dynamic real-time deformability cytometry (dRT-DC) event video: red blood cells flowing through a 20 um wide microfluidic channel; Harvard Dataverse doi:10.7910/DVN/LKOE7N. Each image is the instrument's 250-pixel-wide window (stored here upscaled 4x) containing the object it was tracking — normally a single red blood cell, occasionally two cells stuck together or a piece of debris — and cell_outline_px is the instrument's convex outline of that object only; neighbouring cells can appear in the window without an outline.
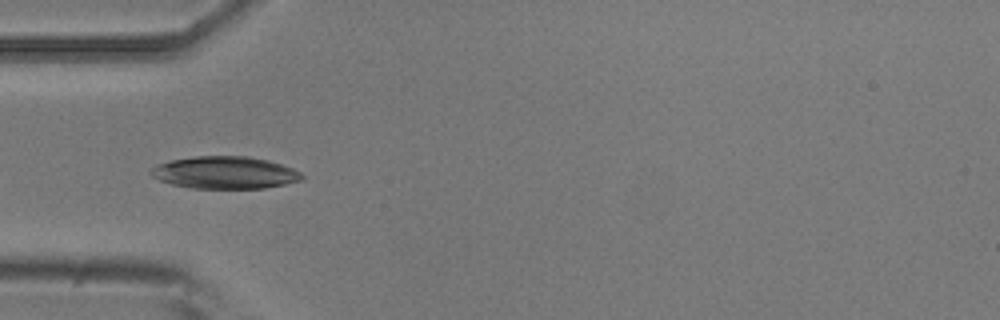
{"species": "common noctule bat (a hibernating species)", "species_latin": "Nyctalus noctula", "temperature_condition": "room temperature", "stored_images_in_passage": 20, "camera_frame_rate_fps": 3000, "um_per_image_px": 0.085, "animal": {"sex": "male", "body_mass_g": 20.5, "forearm_length_mm": 52.5}, "frame": {"image": 1, "passage_image": 15, "time_ms": 4.667, "image_size_px": [1000, 320], "cell_outline_px": [[304, 180], [264, 188], [192, 188], [172, 184], [160, 180], [152, 176], [148, 172], [156, 164], [172, 160], [196, 156], [248, 156], [268, 160], [292, 168], [300, 172], [304, 176]], "centroid_in_image_um": [19.12, 14.67], "position_along_channel_um": 65.9, "area_um2": 28.38}}